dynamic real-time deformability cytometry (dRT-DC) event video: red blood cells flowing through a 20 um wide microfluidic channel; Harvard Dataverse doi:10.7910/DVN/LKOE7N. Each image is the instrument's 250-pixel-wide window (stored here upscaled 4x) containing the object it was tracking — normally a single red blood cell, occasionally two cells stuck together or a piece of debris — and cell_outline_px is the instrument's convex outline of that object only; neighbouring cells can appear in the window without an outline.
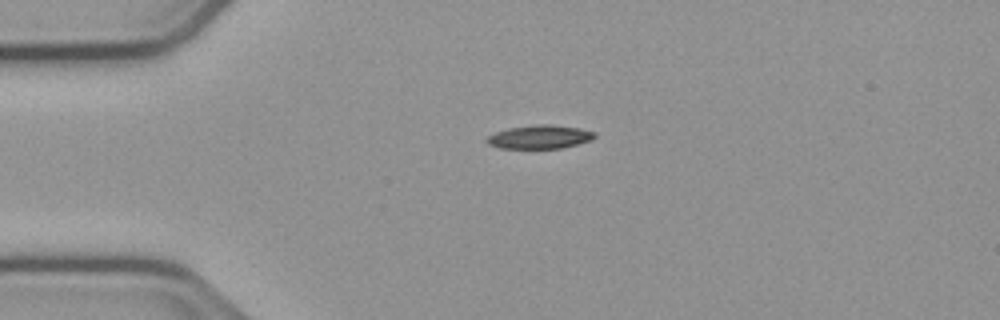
{"species": "common noctule bat (a hibernating species)", "species_latin": "Nyctalus noctula", "temperature_condition": "cold", "stored_images_in_passage": 43, "camera_frame_rate_fps": 3000, "um_per_image_px": 0.085, "animal": {"sex": "male", "body_mass_g": 23.1, "forearm_length_mm": 52.7}, "frame": {"image": 1, "passage_image": 1, "time_ms": 0.0, "image_size_px": [1000, 320], "cell_outline_px": [[596, 136], [592, 140], [560, 148], [500, 148], [488, 144], [484, 140], [488, 136], [496, 132], [508, 128], [536, 124], [548, 124], [576, 128], [596, 132]], "centroid_in_image_um": [45.85, 11.63], "position_along_channel_um": 39.2, "area_um2": 14.68}}
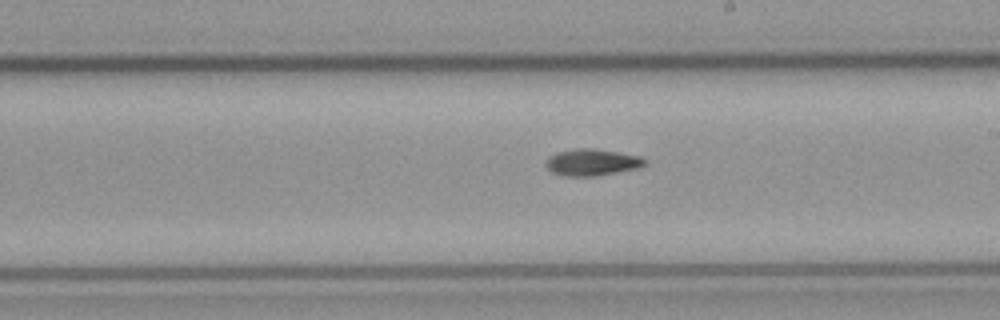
{"frame": {"image": 2, "passage_image": 19, "time_ms": 6.0, "image_size_px": [1000, 320], "cell_outline_px": [[648, 160], [644, 164], [636, 168], [596, 176], [564, 176], [552, 172], [544, 164], [548, 156], [556, 152], [576, 148], [592, 148], [640, 156]], "centroid_in_image_um": [50.26, 13.79], "position_along_channel_um": 238.7, "area_um2": 15.32}}
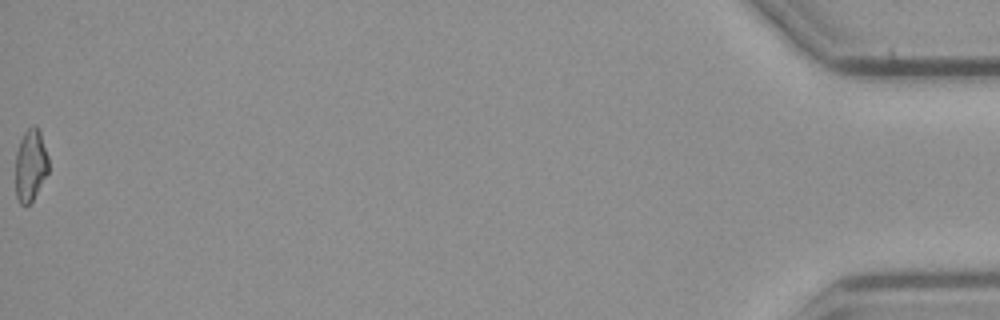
{"frame": {"image": 3, "passage_image": 43, "time_ms": 14.0, "image_size_px": [1000, 320], "cell_outline_px": [[48, 172], [32, 200], [28, 204], [20, 204], [16, 196], [16, 152], [20, 140], [24, 132], [28, 128], [36, 124], [40, 132], [48, 156]], "centroid_in_image_um": [2.59, 14.01], "position_along_channel_um": 432.6, "area_um2": 13.7}, "authors_computed_cell_mechanics": {"area_um2": 14.739, "velocity_mm_per_s": 3.7853, "shape_relaxation_time_tau1_ms": 4.894, "shape_relaxation_time_tau2_ms": null, "deformation_change_tau1": 0.1584, "deformation_change_tau2": null}}